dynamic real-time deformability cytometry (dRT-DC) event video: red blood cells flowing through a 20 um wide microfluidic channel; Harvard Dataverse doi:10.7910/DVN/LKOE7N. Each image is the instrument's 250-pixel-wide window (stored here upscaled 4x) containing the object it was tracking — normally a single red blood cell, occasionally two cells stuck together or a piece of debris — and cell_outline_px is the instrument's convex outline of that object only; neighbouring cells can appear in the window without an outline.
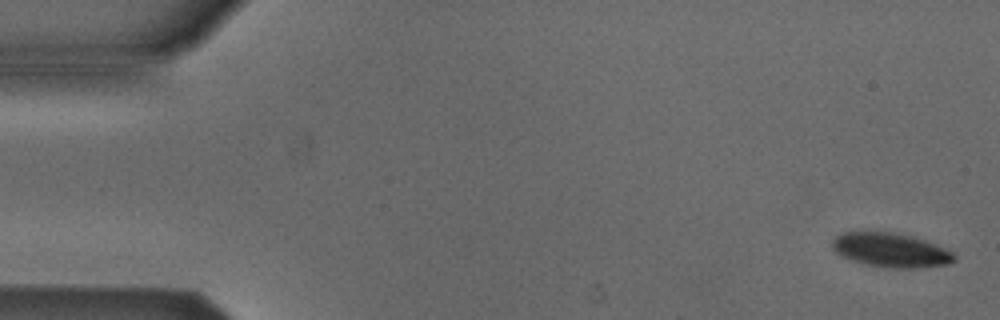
{"species": "Egyptian fruit bat (a non-hibernating species)", "species_latin": "Rousettus aegyptiacus", "temperature_condition": "cold", "stored_images_in_passage": 6, "camera_frame_rate_fps": 3000, "um_per_image_px": 0.085, "animal": {"sex": "male"}, "frame": {"image": 1, "passage_image": 1, "time_ms": 0.0, "image_size_px": [1000, 320], "cell_outline_px": [[956, 260], [948, 264], [916, 268], [888, 268], [864, 264], [852, 260], [836, 252], [832, 248], [832, 240], [836, 236], [844, 232], [888, 232], [908, 236], [924, 240], [944, 248], [952, 252], [956, 256]], "centroid_in_image_um": [75.71, 21.27], "position_along_channel_um": 9.3, "area_um2": 23.99}}
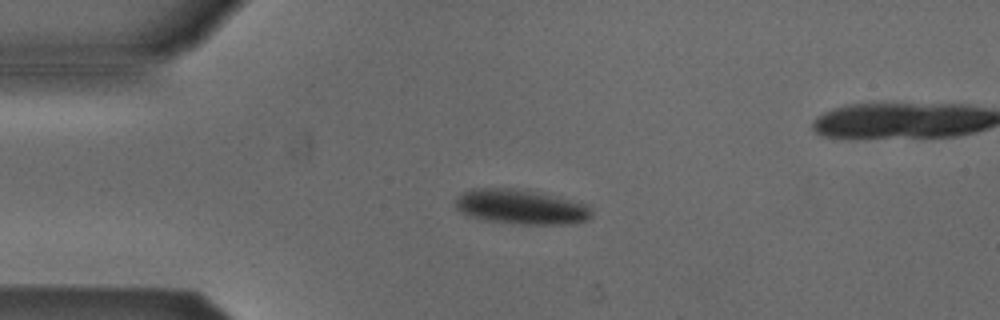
{"frame": {"image": 2, "passage_image": 4, "time_ms": 3.667, "image_size_px": [1000, 320], "cell_outline_px": [[592, 216], [588, 220], [576, 224], [520, 224], [480, 220], [468, 216], [460, 212], [456, 208], [456, 200], [464, 192], [472, 188], [512, 188], [532, 192], [584, 204], [592, 212]], "centroid_in_image_um": [44.22, 17.62], "position_along_channel_um": 40.8, "area_um2": 27.17}}